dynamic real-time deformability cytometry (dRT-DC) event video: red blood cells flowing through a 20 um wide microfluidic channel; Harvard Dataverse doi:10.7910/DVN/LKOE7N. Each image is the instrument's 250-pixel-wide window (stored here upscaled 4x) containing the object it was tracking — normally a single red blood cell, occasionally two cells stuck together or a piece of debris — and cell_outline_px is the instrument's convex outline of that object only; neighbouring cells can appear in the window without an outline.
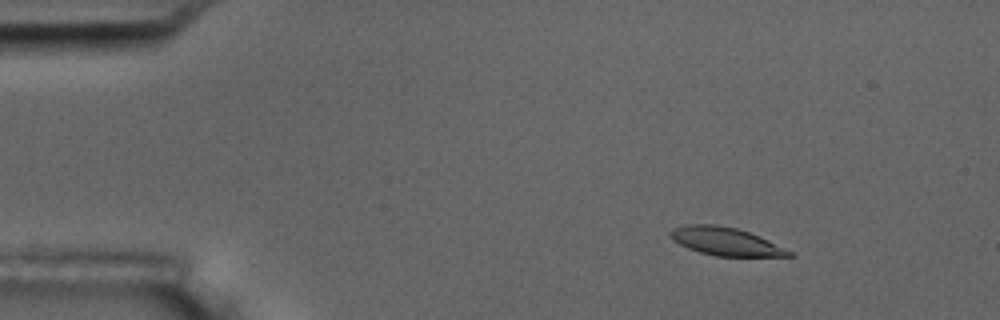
{"species": "common noctule bat (a hibernating species)", "species_latin": "Nyctalus noctula", "temperature_condition": "room temperature", "stored_images_in_passage": 5, "camera_frame_rate_fps": 3000, "um_per_image_px": 0.085, "animal": {"sex": "male", "body_mass_g": 17.5, "forearm_length_mm": 52.3}, "frame": {"image": 1, "passage_image": 3, "time_ms": 0.667, "image_size_px": [1000, 320], "cell_outline_px": [[796, 256], [716, 256], [700, 252], [688, 248], [672, 240], [668, 236], [668, 232], [672, 228], [684, 224], [716, 224], [736, 228], [748, 232], [792, 252]], "centroid_in_image_um": [61.57, 20.51], "position_along_channel_um": 23.4, "area_um2": 19.19}}
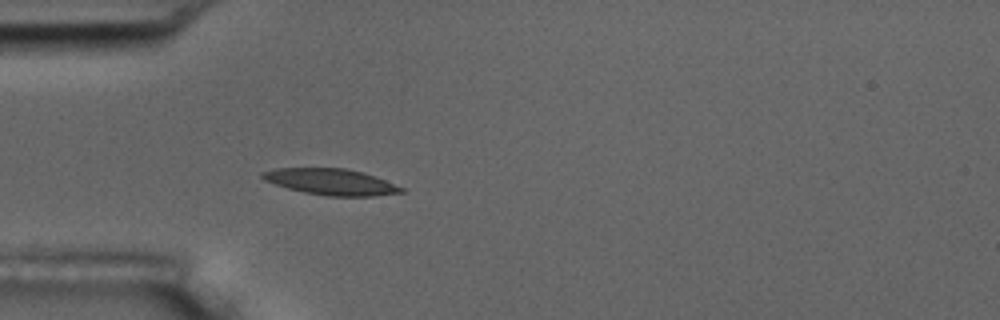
{"frame": {"image": 2, "passage_image": 5, "time_ms": 1.333, "image_size_px": [1000, 320], "cell_outline_px": [[404, 192], [372, 196], [328, 196], [304, 192], [288, 188], [264, 180], [260, 176], [260, 172], [276, 168], [344, 168], [364, 172], [404, 188]], "centroid_in_image_um": [28.11, 15.45], "position_along_channel_um": 56.9, "area_um2": 21.04}}